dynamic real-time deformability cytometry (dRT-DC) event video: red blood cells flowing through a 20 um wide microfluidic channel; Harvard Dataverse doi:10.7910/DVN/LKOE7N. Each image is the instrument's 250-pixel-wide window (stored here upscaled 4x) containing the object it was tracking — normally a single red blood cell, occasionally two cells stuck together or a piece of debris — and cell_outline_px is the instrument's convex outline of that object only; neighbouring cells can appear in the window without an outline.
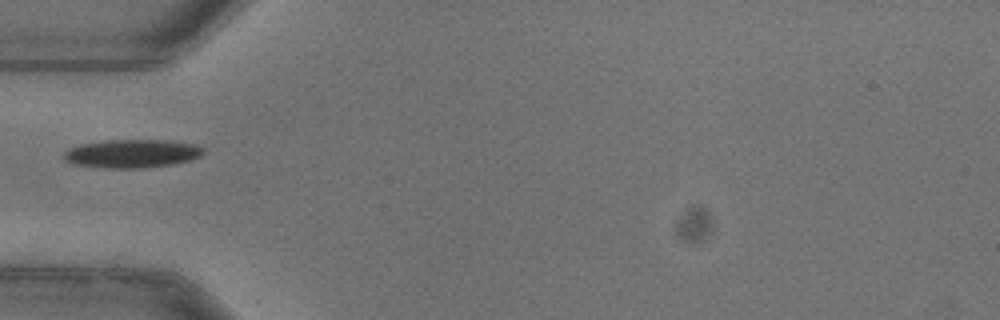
{"species": "common noctule bat (a hibernating species)", "species_latin": "Nyctalus noctula", "temperature_condition": "warm", "stored_images_in_passage": 8, "camera_frame_rate_fps": 3000, "um_per_image_px": 0.085, "animal": {"sex": "female"}, "frame": {"image": 1, "passage_image": 1, "time_ms": 0.0, "image_size_px": [1000, 320], "cell_outline_px": [[204, 152], [200, 156], [188, 160], [172, 164], [144, 168], [104, 168], [72, 164], [64, 160], [60, 156], [68, 148], [80, 144], [104, 140], [168, 140], [196, 144], [204, 148]], "centroid_in_image_um": [11.16, 13.05], "position_along_channel_um": 73.8, "area_um2": 23.35}}